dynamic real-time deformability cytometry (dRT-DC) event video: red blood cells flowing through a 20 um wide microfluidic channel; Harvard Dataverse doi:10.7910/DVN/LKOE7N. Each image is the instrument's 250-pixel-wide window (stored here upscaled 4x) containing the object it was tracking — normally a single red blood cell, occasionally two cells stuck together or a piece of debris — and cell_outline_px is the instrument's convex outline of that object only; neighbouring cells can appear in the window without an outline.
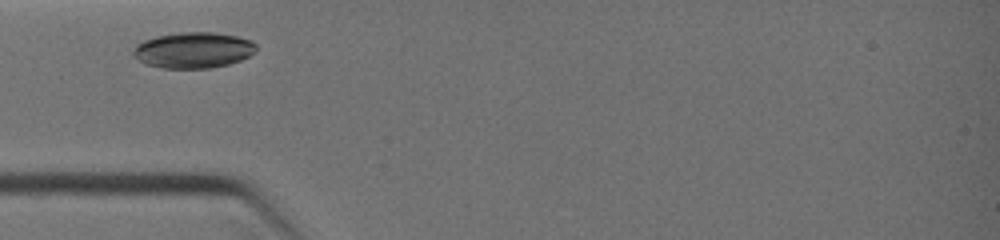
{"species": "common noctule bat (a hibernating species)", "species_latin": "Nyctalus noctula", "temperature_condition": "warm", "stored_images_in_passage": 23, "camera_frame_rate_fps": 3000, "um_per_image_px": 0.085, "animal": {"sex": "female", "body_mass_g": 19.0, "forearm_length_mm": 51.5}, "frame": {"image": 1, "passage_image": 1, "time_ms": 0.0, "image_size_px": [1000, 240], "cell_outline_px": [[256, 52], [240, 60], [228, 64], [208, 68], [160, 68], [148, 64], [140, 60], [132, 52], [136, 44], [144, 40], [156, 36], [180, 32], [216, 32], [236, 36], [252, 40], [256, 44]], "centroid_in_image_um": [16.46, 4.25], "position_along_channel_um": 68.5, "area_um2": 25.66}}
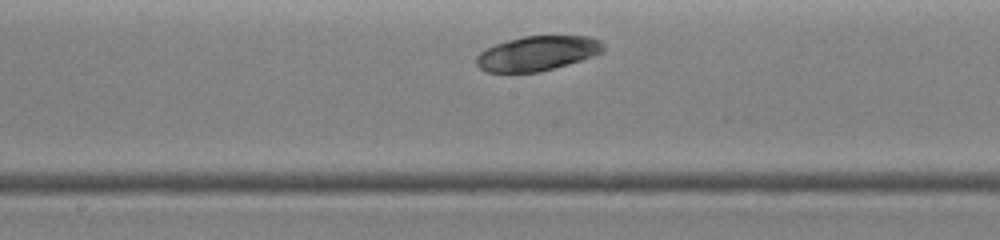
{"frame": {"image": 2, "passage_image": 9, "time_ms": 2.667, "image_size_px": [1000, 240], "cell_outline_px": [[604, 52], [568, 64], [540, 72], [484, 72], [476, 64], [476, 56], [484, 48], [508, 40], [524, 36], [588, 36], [600, 40], [604, 44]], "centroid_in_image_um": [45.66, 4.53], "position_along_channel_um": 202.5, "area_um2": 25.72}}
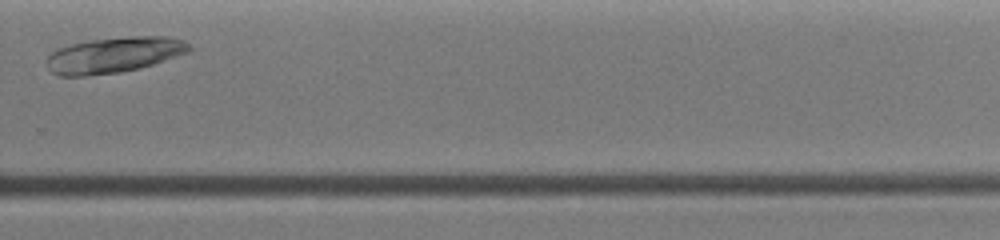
{"frame": {"image": 3, "passage_image": 19, "time_ms": 5.0, "image_size_px": [1000, 240], "cell_outline_px": [[192, 48], [188, 52], [140, 68], [120, 72], [84, 76], [60, 76], [52, 72], [48, 68], [48, 56], [52, 52], [68, 44], [92, 40], [128, 36], [168, 36], [184, 40]], "centroid_in_image_um": [9.69, 4.66], "position_along_channel_um": 320.1, "area_um2": 29.48}}